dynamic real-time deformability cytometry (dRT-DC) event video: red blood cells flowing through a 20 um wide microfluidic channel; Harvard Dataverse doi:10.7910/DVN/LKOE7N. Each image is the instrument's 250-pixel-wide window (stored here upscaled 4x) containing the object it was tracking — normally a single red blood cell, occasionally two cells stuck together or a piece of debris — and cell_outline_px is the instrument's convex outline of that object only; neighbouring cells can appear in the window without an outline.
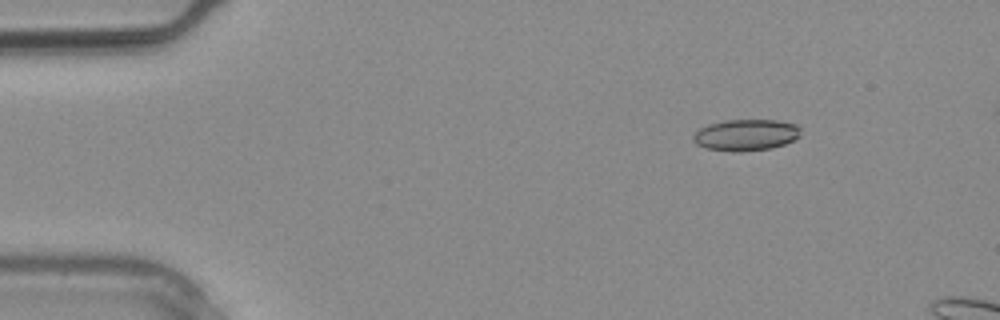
{"species": "common noctule bat (a hibernating species)", "species_latin": "Nyctalus noctula", "temperature_condition": "warm", "stored_images_in_passage": 3, "camera_frame_rate_fps": 3000, "um_per_image_px": 0.085, "animal": {"sex": "male", "body_mass_g": 20.4}, "frame": {"image": 1, "passage_image": 1, "time_ms": 0.0, "image_size_px": [1000, 320], "cell_outline_px": [[800, 136], [784, 144], [772, 148], [740, 152], [732, 152], [704, 148], [696, 144], [692, 140], [692, 136], [700, 128], [708, 124], [724, 120], [776, 120], [796, 124], [800, 128]], "centroid_in_image_um": [63.37, 11.48], "position_along_channel_um": 21.6, "area_um2": 19.83}}